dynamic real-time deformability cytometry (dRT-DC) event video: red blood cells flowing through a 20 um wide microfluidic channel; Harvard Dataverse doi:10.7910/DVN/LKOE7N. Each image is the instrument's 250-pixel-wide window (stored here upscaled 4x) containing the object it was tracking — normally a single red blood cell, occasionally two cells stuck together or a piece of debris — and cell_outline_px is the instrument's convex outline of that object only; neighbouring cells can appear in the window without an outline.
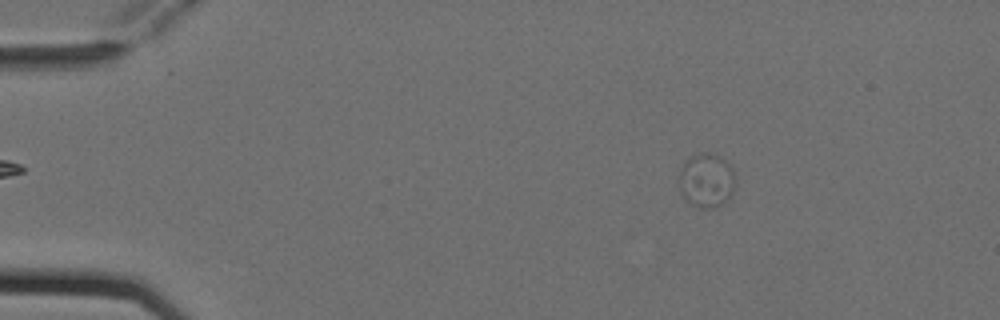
{"species": "Egyptian fruit bat (a non-hibernating species)", "species_latin": "Rousettus aegyptiacus", "temperature_condition": "cold", "stored_images_in_passage": 6, "camera_frame_rate_fps": 3000, "um_per_image_px": 0.085, "animal": {"sex": "female"}, "frame": {"image": 1, "passage_image": 1, "time_ms": 0.0, "image_size_px": [1000, 320], "cell_outline_px": [[736, 180], [732, 196], [728, 200], [716, 208], [700, 208], [684, 200], [680, 192], [680, 168], [684, 160], [700, 152], [708, 152], [724, 160], [736, 172]], "centroid_in_image_um": [60.07, 15.35], "position_along_channel_um": 24.9, "area_um2": 18.15}}
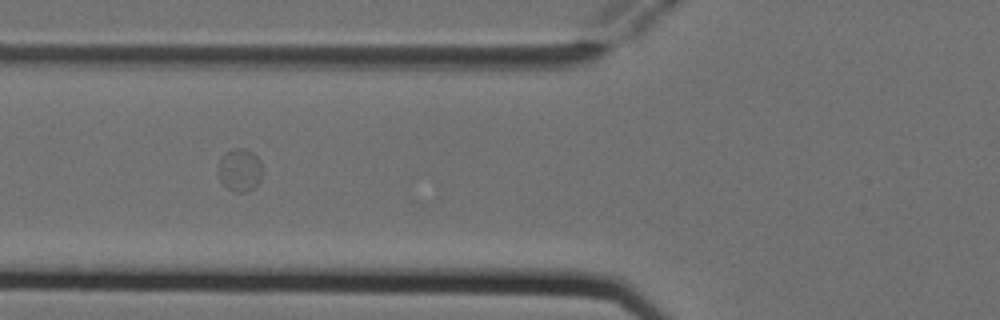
{"frame": {"image": 2, "passage_image": 4, "time_ms": 1.0, "image_size_px": [1000, 320], "cell_outline_px": [[260, 180], [252, 188], [244, 192], [236, 192], [228, 188], [220, 180], [216, 172], [216, 168], [220, 160], [228, 152], [236, 148], [244, 148], [252, 152], [260, 160]], "centroid_in_image_um": [20.34, 14.45], "position_along_channel_um": 105.5, "area_um2": 10.75}}
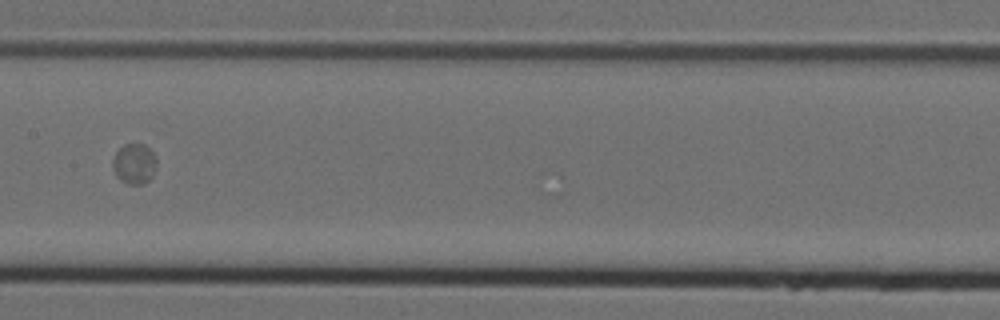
{"frame": {"image": 3, "passage_image": 6, "time_ms": 1.667, "image_size_px": [1000, 320], "cell_outline_px": [[156, 168], [152, 176], [144, 184], [128, 184], [120, 180], [116, 176], [112, 168], [112, 160], [116, 152], [124, 144], [144, 144], [156, 156]], "centroid_in_image_um": [11.4, 13.93], "position_along_channel_um": 196.0, "area_um2": 10.4}}